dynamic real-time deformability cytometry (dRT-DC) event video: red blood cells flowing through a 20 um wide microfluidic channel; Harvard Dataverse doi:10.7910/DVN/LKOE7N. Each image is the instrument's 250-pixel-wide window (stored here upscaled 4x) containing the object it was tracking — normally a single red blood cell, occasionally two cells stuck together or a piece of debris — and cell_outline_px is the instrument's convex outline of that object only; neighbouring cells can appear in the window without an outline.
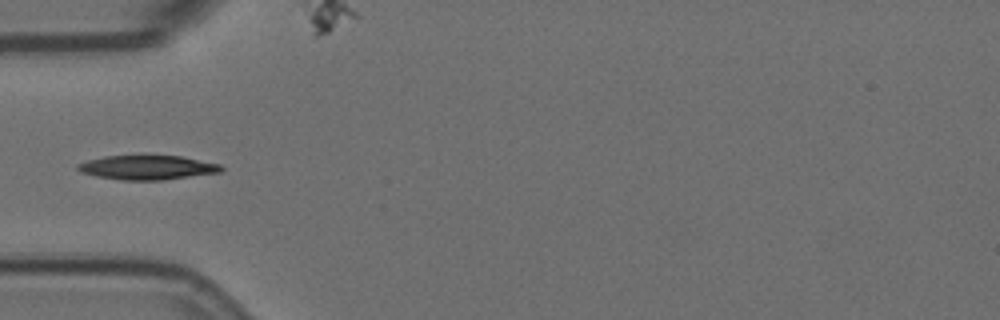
{"species": "Egyptian fruit bat (a non-hibernating species)", "species_latin": "Rousettus aegyptiacus", "temperature_condition": "room temperature", "stored_images_in_passage": 13, "camera_frame_rate_fps": 3000, "um_per_image_px": 0.085, "animal": {"sex": "female"}, "frame": {"image": 1, "passage_image": 6, "time_ms": 1.667, "image_size_px": [1000, 320], "cell_outline_px": [[224, 168], [220, 172], [164, 180], [124, 180], [96, 176], [80, 172], [76, 168], [76, 164], [88, 160], [104, 156], [144, 152], [180, 156], [220, 164]], "centroid_in_image_um": [12.48, 14.18], "position_along_channel_um": 72.5, "area_um2": 21.27}}